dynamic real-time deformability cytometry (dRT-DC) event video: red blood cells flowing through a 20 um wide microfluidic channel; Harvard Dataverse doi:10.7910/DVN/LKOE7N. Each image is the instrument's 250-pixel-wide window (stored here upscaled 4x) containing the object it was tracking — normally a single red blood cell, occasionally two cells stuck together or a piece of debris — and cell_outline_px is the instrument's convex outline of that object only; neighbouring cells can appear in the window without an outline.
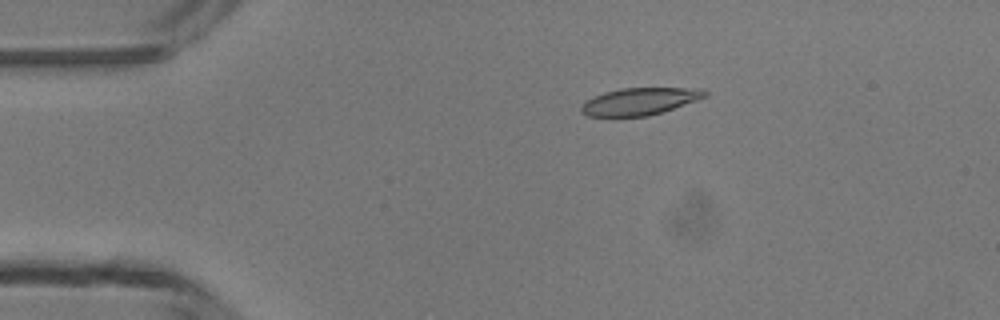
{"species": "common noctule bat (a hibernating species)", "species_latin": "Nyctalus noctula", "temperature_condition": "room temperature", "stored_images_in_passage": 4, "camera_frame_rate_fps": 3000, "um_per_image_px": 0.085, "animal": {"sex": "male", "body_mass_g": 13.3}, "frame": {"image": 1, "passage_image": 2, "time_ms": 1.0, "image_size_px": [1000, 320], "cell_outline_px": [[708, 96], [664, 112], [648, 116], [588, 116], [580, 112], [580, 108], [588, 100], [604, 92], [620, 88], [704, 88], [708, 92]], "centroid_in_image_um": [54.44, 8.61], "position_along_channel_um": 30.6, "area_um2": 19.59}}